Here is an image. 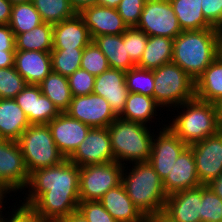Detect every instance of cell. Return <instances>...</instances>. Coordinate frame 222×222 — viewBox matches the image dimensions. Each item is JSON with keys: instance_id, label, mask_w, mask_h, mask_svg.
<instances>
[{"instance_id": "cell-40", "label": "cell", "mask_w": 222, "mask_h": 222, "mask_svg": "<svg viewBox=\"0 0 222 222\" xmlns=\"http://www.w3.org/2000/svg\"><path fill=\"white\" fill-rule=\"evenodd\" d=\"M72 96L89 95L93 92L95 76L79 68L68 77Z\"/></svg>"}, {"instance_id": "cell-8", "label": "cell", "mask_w": 222, "mask_h": 222, "mask_svg": "<svg viewBox=\"0 0 222 222\" xmlns=\"http://www.w3.org/2000/svg\"><path fill=\"white\" fill-rule=\"evenodd\" d=\"M123 169L116 161L80 167V201H99L109 189L122 183Z\"/></svg>"}, {"instance_id": "cell-24", "label": "cell", "mask_w": 222, "mask_h": 222, "mask_svg": "<svg viewBox=\"0 0 222 222\" xmlns=\"http://www.w3.org/2000/svg\"><path fill=\"white\" fill-rule=\"evenodd\" d=\"M30 126L27 116L14 98L0 99V137L17 141Z\"/></svg>"}, {"instance_id": "cell-56", "label": "cell", "mask_w": 222, "mask_h": 222, "mask_svg": "<svg viewBox=\"0 0 222 222\" xmlns=\"http://www.w3.org/2000/svg\"><path fill=\"white\" fill-rule=\"evenodd\" d=\"M219 54L222 56V41L219 44Z\"/></svg>"}, {"instance_id": "cell-46", "label": "cell", "mask_w": 222, "mask_h": 222, "mask_svg": "<svg viewBox=\"0 0 222 222\" xmlns=\"http://www.w3.org/2000/svg\"><path fill=\"white\" fill-rule=\"evenodd\" d=\"M13 4L9 0H0V25H8Z\"/></svg>"}, {"instance_id": "cell-1", "label": "cell", "mask_w": 222, "mask_h": 222, "mask_svg": "<svg viewBox=\"0 0 222 222\" xmlns=\"http://www.w3.org/2000/svg\"><path fill=\"white\" fill-rule=\"evenodd\" d=\"M79 178L80 167L69 159L35 170L27 185L28 197L22 203L31 206L43 222H59L78 210Z\"/></svg>"}, {"instance_id": "cell-15", "label": "cell", "mask_w": 222, "mask_h": 222, "mask_svg": "<svg viewBox=\"0 0 222 222\" xmlns=\"http://www.w3.org/2000/svg\"><path fill=\"white\" fill-rule=\"evenodd\" d=\"M55 145L59 152L68 159L86 138L91 129L81 121L71 118L67 113H60L48 123Z\"/></svg>"}, {"instance_id": "cell-9", "label": "cell", "mask_w": 222, "mask_h": 222, "mask_svg": "<svg viewBox=\"0 0 222 222\" xmlns=\"http://www.w3.org/2000/svg\"><path fill=\"white\" fill-rule=\"evenodd\" d=\"M148 36L175 39L182 29L169 0H146L136 26Z\"/></svg>"}, {"instance_id": "cell-41", "label": "cell", "mask_w": 222, "mask_h": 222, "mask_svg": "<svg viewBox=\"0 0 222 222\" xmlns=\"http://www.w3.org/2000/svg\"><path fill=\"white\" fill-rule=\"evenodd\" d=\"M145 2L146 0H121L116 10L127 27L138 25Z\"/></svg>"}, {"instance_id": "cell-30", "label": "cell", "mask_w": 222, "mask_h": 222, "mask_svg": "<svg viewBox=\"0 0 222 222\" xmlns=\"http://www.w3.org/2000/svg\"><path fill=\"white\" fill-rule=\"evenodd\" d=\"M16 50L51 52L53 48V25L43 22L30 31L15 37Z\"/></svg>"}, {"instance_id": "cell-31", "label": "cell", "mask_w": 222, "mask_h": 222, "mask_svg": "<svg viewBox=\"0 0 222 222\" xmlns=\"http://www.w3.org/2000/svg\"><path fill=\"white\" fill-rule=\"evenodd\" d=\"M39 86L42 94L50 99L61 113L68 110L72 94L67 77L52 71Z\"/></svg>"}, {"instance_id": "cell-3", "label": "cell", "mask_w": 222, "mask_h": 222, "mask_svg": "<svg viewBox=\"0 0 222 222\" xmlns=\"http://www.w3.org/2000/svg\"><path fill=\"white\" fill-rule=\"evenodd\" d=\"M130 172L122 173V184L133 204L143 215L162 212L167 194L163 180L147 162H134ZM125 175V176H124Z\"/></svg>"}, {"instance_id": "cell-11", "label": "cell", "mask_w": 222, "mask_h": 222, "mask_svg": "<svg viewBox=\"0 0 222 222\" xmlns=\"http://www.w3.org/2000/svg\"><path fill=\"white\" fill-rule=\"evenodd\" d=\"M192 149L198 179L208 185L222 172V130L189 146Z\"/></svg>"}, {"instance_id": "cell-18", "label": "cell", "mask_w": 222, "mask_h": 222, "mask_svg": "<svg viewBox=\"0 0 222 222\" xmlns=\"http://www.w3.org/2000/svg\"><path fill=\"white\" fill-rule=\"evenodd\" d=\"M79 14L89 29L92 39L100 35H120L128 28L114 8L100 5L87 6Z\"/></svg>"}, {"instance_id": "cell-39", "label": "cell", "mask_w": 222, "mask_h": 222, "mask_svg": "<svg viewBox=\"0 0 222 222\" xmlns=\"http://www.w3.org/2000/svg\"><path fill=\"white\" fill-rule=\"evenodd\" d=\"M148 42V35L137 27H128L126 30V49L132 62L137 65Z\"/></svg>"}, {"instance_id": "cell-29", "label": "cell", "mask_w": 222, "mask_h": 222, "mask_svg": "<svg viewBox=\"0 0 222 222\" xmlns=\"http://www.w3.org/2000/svg\"><path fill=\"white\" fill-rule=\"evenodd\" d=\"M160 107L153 97L129 92L126 99L125 108L118 116L126 121L148 124L150 119L156 115V109Z\"/></svg>"}, {"instance_id": "cell-12", "label": "cell", "mask_w": 222, "mask_h": 222, "mask_svg": "<svg viewBox=\"0 0 222 222\" xmlns=\"http://www.w3.org/2000/svg\"><path fill=\"white\" fill-rule=\"evenodd\" d=\"M68 159L79 167L114 162L108 127L91 128Z\"/></svg>"}, {"instance_id": "cell-32", "label": "cell", "mask_w": 222, "mask_h": 222, "mask_svg": "<svg viewBox=\"0 0 222 222\" xmlns=\"http://www.w3.org/2000/svg\"><path fill=\"white\" fill-rule=\"evenodd\" d=\"M39 12L36 10L32 2L18 3L12 6L9 27L15 34H21L30 31L42 24Z\"/></svg>"}, {"instance_id": "cell-34", "label": "cell", "mask_w": 222, "mask_h": 222, "mask_svg": "<svg viewBox=\"0 0 222 222\" xmlns=\"http://www.w3.org/2000/svg\"><path fill=\"white\" fill-rule=\"evenodd\" d=\"M83 51L84 48L52 49V71L68 78L80 68Z\"/></svg>"}, {"instance_id": "cell-51", "label": "cell", "mask_w": 222, "mask_h": 222, "mask_svg": "<svg viewBox=\"0 0 222 222\" xmlns=\"http://www.w3.org/2000/svg\"><path fill=\"white\" fill-rule=\"evenodd\" d=\"M59 222H88L86 218L77 210L66 217H63Z\"/></svg>"}, {"instance_id": "cell-53", "label": "cell", "mask_w": 222, "mask_h": 222, "mask_svg": "<svg viewBox=\"0 0 222 222\" xmlns=\"http://www.w3.org/2000/svg\"><path fill=\"white\" fill-rule=\"evenodd\" d=\"M121 0H98L97 5L116 9Z\"/></svg>"}, {"instance_id": "cell-45", "label": "cell", "mask_w": 222, "mask_h": 222, "mask_svg": "<svg viewBox=\"0 0 222 222\" xmlns=\"http://www.w3.org/2000/svg\"><path fill=\"white\" fill-rule=\"evenodd\" d=\"M0 49L16 51L15 34L9 25H0Z\"/></svg>"}, {"instance_id": "cell-20", "label": "cell", "mask_w": 222, "mask_h": 222, "mask_svg": "<svg viewBox=\"0 0 222 222\" xmlns=\"http://www.w3.org/2000/svg\"><path fill=\"white\" fill-rule=\"evenodd\" d=\"M167 195L201 186L192 149L187 146L176 159L171 171L163 180Z\"/></svg>"}, {"instance_id": "cell-2", "label": "cell", "mask_w": 222, "mask_h": 222, "mask_svg": "<svg viewBox=\"0 0 222 222\" xmlns=\"http://www.w3.org/2000/svg\"><path fill=\"white\" fill-rule=\"evenodd\" d=\"M220 39L217 28L182 31L173 41L172 62L196 81L219 55Z\"/></svg>"}, {"instance_id": "cell-33", "label": "cell", "mask_w": 222, "mask_h": 222, "mask_svg": "<svg viewBox=\"0 0 222 222\" xmlns=\"http://www.w3.org/2000/svg\"><path fill=\"white\" fill-rule=\"evenodd\" d=\"M41 20L45 23L56 24L73 17L77 12L69 0H32Z\"/></svg>"}, {"instance_id": "cell-44", "label": "cell", "mask_w": 222, "mask_h": 222, "mask_svg": "<svg viewBox=\"0 0 222 222\" xmlns=\"http://www.w3.org/2000/svg\"><path fill=\"white\" fill-rule=\"evenodd\" d=\"M4 217L1 216L0 222H43L31 206L23 203L13 211L11 218Z\"/></svg>"}, {"instance_id": "cell-27", "label": "cell", "mask_w": 222, "mask_h": 222, "mask_svg": "<svg viewBox=\"0 0 222 222\" xmlns=\"http://www.w3.org/2000/svg\"><path fill=\"white\" fill-rule=\"evenodd\" d=\"M174 39L163 36H148L143 55L136 65L143 69L154 70L172 62Z\"/></svg>"}, {"instance_id": "cell-26", "label": "cell", "mask_w": 222, "mask_h": 222, "mask_svg": "<svg viewBox=\"0 0 222 222\" xmlns=\"http://www.w3.org/2000/svg\"><path fill=\"white\" fill-rule=\"evenodd\" d=\"M222 97V56L219 54L195 81V98L215 103Z\"/></svg>"}, {"instance_id": "cell-6", "label": "cell", "mask_w": 222, "mask_h": 222, "mask_svg": "<svg viewBox=\"0 0 222 222\" xmlns=\"http://www.w3.org/2000/svg\"><path fill=\"white\" fill-rule=\"evenodd\" d=\"M153 74V98L161 108H176L195 98V81L174 62L154 69Z\"/></svg>"}, {"instance_id": "cell-5", "label": "cell", "mask_w": 222, "mask_h": 222, "mask_svg": "<svg viewBox=\"0 0 222 222\" xmlns=\"http://www.w3.org/2000/svg\"><path fill=\"white\" fill-rule=\"evenodd\" d=\"M179 106L177 110L184 108V111H181L182 114L179 113L180 115L174 116L177 118H174L168 127L187 146L215 135L220 130L214 103L194 98Z\"/></svg>"}, {"instance_id": "cell-37", "label": "cell", "mask_w": 222, "mask_h": 222, "mask_svg": "<svg viewBox=\"0 0 222 222\" xmlns=\"http://www.w3.org/2000/svg\"><path fill=\"white\" fill-rule=\"evenodd\" d=\"M80 68L88 71L94 76H98L102 72L108 70L110 66L106 56L92 41L84 48Z\"/></svg>"}, {"instance_id": "cell-43", "label": "cell", "mask_w": 222, "mask_h": 222, "mask_svg": "<svg viewBox=\"0 0 222 222\" xmlns=\"http://www.w3.org/2000/svg\"><path fill=\"white\" fill-rule=\"evenodd\" d=\"M205 19L215 28H222V0H201Z\"/></svg>"}, {"instance_id": "cell-13", "label": "cell", "mask_w": 222, "mask_h": 222, "mask_svg": "<svg viewBox=\"0 0 222 222\" xmlns=\"http://www.w3.org/2000/svg\"><path fill=\"white\" fill-rule=\"evenodd\" d=\"M30 174L17 141L0 139V181L12 190L27 188Z\"/></svg>"}, {"instance_id": "cell-50", "label": "cell", "mask_w": 222, "mask_h": 222, "mask_svg": "<svg viewBox=\"0 0 222 222\" xmlns=\"http://www.w3.org/2000/svg\"><path fill=\"white\" fill-rule=\"evenodd\" d=\"M207 186L222 199V172Z\"/></svg>"}, {"instance_id": "cell-4", "label": "cell", "mask_w": 222, "mask_h": 222, "mask_svg": "<svg viewBox=\"0 0 222 222\" xmlns=\"http://www.w3.org/2000/svg\"><path fill=\"white\" fill-rule=\"evenodd\" d=\"M108 132L116 162L124 165V161L132 164L149 161L152 141L156 136L150 133L147 125L117 117L108 126Z\"/></svg>"}, {"instance_id": "cell-19", "label": "cell", "mask_w": 222, "mask_h": 222, "mask_svg": "<svg viewBox=\"0 0 222 222\" xmlns=\"http://www.w3.org/2000/svg\"><path fill=\"white\" fill-rule=\"evenodd\" d=\"M92 93L105 98L114 113L119 116L125 108L129 93L125 83V71L109 68L95 76Z\"/></svg>"}, {"instance_id": "cell-22", "label": "cell", "mask_w": 222, "mask_h": 222, "mask_svg": "<svg viewBox=\"0 0 222 222\" xmlns=\"http://www.w3.org/2000/svg\"><path fill=\"white\" fill-rule=\"evenodd\" d=\"M14 67L27 85H39L52 72L50 52L16 50Z\"/></svg>"}, {"instance_id": "cell-25", "label": "cell", "mask_w": 222, "mask_h": 222, "mask_svg": "<svg viewBox=\"0 0 222 222\" xmlns=\"http://www.w3.org/2000/svg\"><path fill=\"white\" fill-rule=\"evenodd\" d=\"M106 56L110 68L128 71L136 65L128 56L126 31L120 35H100L92 40Z\"/></svg>"}, {"instance_id": "cell-16", "label": "cell", "mask_w": 222, "mask_h": 222, "mask_svg": "<svg viewBox=\"0 0 222 222\" xmlns=\"http://www.w3.org/2000/svg\"><path fill=\"white\" fill-rule=\"evenodd\" d=\"M14 100L24 111L30 125L48 124L61 113L55 104L42 94L39 85H26Z\"/></svg>"}, {"instance_id": "cell-48", "label": "cell", "mask_w": 222, "mask_h": 222, "mask_svg": "<svg viewBox=\"0 0 222 222\" xmlns=\"http://www.w3.org/2000/svg\"><path fill=\"white\" fill-rule=\"evenodd\" d=\"M144 222H175L165 212L144 215Z\"/></svg>"}, {"instance_id": "cell-38", "label": "cell", "mask_w": 222, "mask_h": 222, "mask_svg": "<svg viewBox=\"0 0 222 222\" xmlns=\"http://www.w3.org/2000/svg\"><path fill=\"white\" fill-rule=\"evenodd\" d=\"M201 222H222V199L202 185Z\"/></svg>"}, {"instance_id": "cell-55", "label": "cell", "mask_w": 222, "mask_h": 222, "mask_svg": "<svg viewBox=\"0 0 222 222\" xmlns=\"http://www.w3.org/2000/svg\"><path fill=\"white\" fill-rule=\"evenodd\" d=\"M13 5L18 3L32 2V0H9Z\"/></svg>"}, {"instance_id": "cell-17", "label": "cell", "mask_w": 222, "mask_h": 222, "mask_svg": "<svg viewBox=\"0 0 222 222\" xmlns=\"http://www.w3.org/2000/svg\"><path fill=\"white\" fill-rule=\"evenodd\" d=\"M202 185L167 195L164 210L175 222H201Z\"/></svg>"}, {"instance_id": "cell-14", "label": "cell", "mask_w": 222, "mask_h": 222, "mask_svg": "<svg viewBox=\"0 0 222 222\" xmlns=\"http://www.w3.org/2000/svg\"><path fill=\"white\" fill-rule=\"evenodd\" d=\"M160 129L157 137L153 138L148 162L153 166L158 176L164 180L187 145L167 125Z\"/></svg>"}, {"instance_id": "cell-35", "label": "cell", "mask_w": 222, "mask_h": 222, "mask_svg": "<svg viewBox=\"0 0 222 222\" xmlns=\"http://www.w3.org/2000/svg\"><path fill=\"white\" fill-rule=\"evenodd\" d=\"M125 83L129 92L153 97L154 74L153 70L138 66L125 72Z\"/></svg>"}, {"instance_id": "cell-54", "label": "cell", "mask_w": 222, "mask_h": 222, "mask_svg": "<svg viewBox=\"0 0 222 222\" xmlns=\"http://www.w3.org/2000/svg\"><path fill=\"white\" fill-rule=\"evenodd\" d=\"M214 104L216 107L218 124L220 129L222 130V97L218 99Z\"/></svg>"}, {"instance_id": "cell-47", "label": "cell", "mask_w": 222, "mask_h": 222, "mask_svg": "<svg viewBox=\"0 0 222 222\" xmlns=\"http://www.w3.org/2000/svg\"><path fill=\"white\" fill-rule=\"evenodd\" d=\"M15 51H3L0 49V68L14 66Z\"/></svg>"}, {"instance_id": "cell-28", "label": "cell", "mask_w": 222, "mask_h": 222, "mask_svg": "<svg viewBox=\"0 0 222 222\" xmlns=\"http://www.w3.org/2000/svg\"><path fill=\"white\" fill-rule=\"evenodd\" d=\"M182 31L213 27L203 16L201 0H169Z\"/></svg>"}, {"instance_id": "cell-57", "label": "cell", "mask_w": 222, "mask_h": 222, "mask_svg": "<svg viewBox=\"0 0 222 222\" xmlns=\"http://www.w3.org/2000/svg\"><path fill=\"white\" fill-rule=\"evenodd\" d=\"M220 31H221V39H220V41H222V28L220 29Z\"/></svg>"}, {"instance_id": "cell-21", "label": "cell", "mask_w": 222, "mask_h": 222, "mask_svg": "<svg viewBox=\"0 0 222 222\" xmlns=\"http://www.w3.org/2000/svg\"><path fill=\"white\" fill-rule=\"evenodd\" d=\"M92 40L89 29L79 13L53 25L52 49L85 48Z\"/></svg>"}, {"instance_id": "cell-10", "label": "cell", "mask_w": 222, "mask_h": 222, "mask_svg": "<svg viewBox=\"0 0 222 222\" xmlns=\"http://www.w3.org/2000/svg\"><path fill=\"white\" fill-rule=\"evenodd\" d=\"M65 113L91 128L108 127L118 117L108 101L94 93L72 96L70 106Z\"/></svg>"}, {"instance_id": "cell-36", "label": "cell", "mask_w": 222, "mask_h": 222, "mask_svg": "<svg viewBox=\"0 0 222 222\" xmlns=\"http://www.w3.org/2000/svg\"><path fill=\"white\" fill-rule=\"evenodd\" d=\"M26 85L25 79L14 66L0 68V99L16 97Z\"/></svg>"}, {"instance_id": "cell-7", "label": "cell", "mask_w": 222, "mask_h": 222, "mask_svg": "<svg viewBox=\"0 0 222 222\" xmlns=\"http://www.w3.org/2000/svg\"><path fill=\"white\" fill-rule=\"evenodd\" d=\"M29 174L60 164L65 157L59 152L48 124L30 125L17 140Z\"/></svg>"}, {"instance_id": "cell-23", "label": "cell", "mask_w": 222, "mask_h": 222, "mask_svg": "<svg viewBox=\"0 0 222 222\" xmlns=\"http://www.w3.org/2000/svg\"><path fill=\"white\" fill-rule=\"evenodd\" d=\"M99 201L117 222H144V215L128 197L122 183L109 189Z\"/></svg>"}, {"instance_id": "cell-49", "label": "cell", "mask_w": 222, "mask_h": 222, "mask_svg": "<svg viewBox=\"0 0 222 222\" xmlns=\"http://www.w3.org/2000/svg\"><path fill=\"white\" fill-rule=\"evenodd\" d=\"M71 6L79 13L83 8L87 6L97 5L98 0H69Z\"/></svg>"}, {"instance_id": "cell-42", "label": "cell", "mask_w": 222, "mask_h": 222, "mask_svg": "<svg viewBox=\"0 0 222 222\" xmlns=\"http://www.w3.org/2000/svg\"><path fill=\"white\" fill-rule=\"evenodd\" d=\"M78 211L88 222H117L100 201H80Z\"/></svg>"}, {"instance_id": "cell-52", "label": "cell", "mask_w": 222, "mask_h": 222, "mask_svg": "<svg viewBox=\"0 0 222 222\" xmlns=\"http://www.w3.org/2000/svg\"><path fill=\"white\" fill-rule=\"evenodd\" d=\"M10 191L14 192V190H12L7 184L0 181V218L3 212L1 211V208H3V203H5L3 202L4 198L6 197V194H10Z\"/></svg>"}]
</instances>
